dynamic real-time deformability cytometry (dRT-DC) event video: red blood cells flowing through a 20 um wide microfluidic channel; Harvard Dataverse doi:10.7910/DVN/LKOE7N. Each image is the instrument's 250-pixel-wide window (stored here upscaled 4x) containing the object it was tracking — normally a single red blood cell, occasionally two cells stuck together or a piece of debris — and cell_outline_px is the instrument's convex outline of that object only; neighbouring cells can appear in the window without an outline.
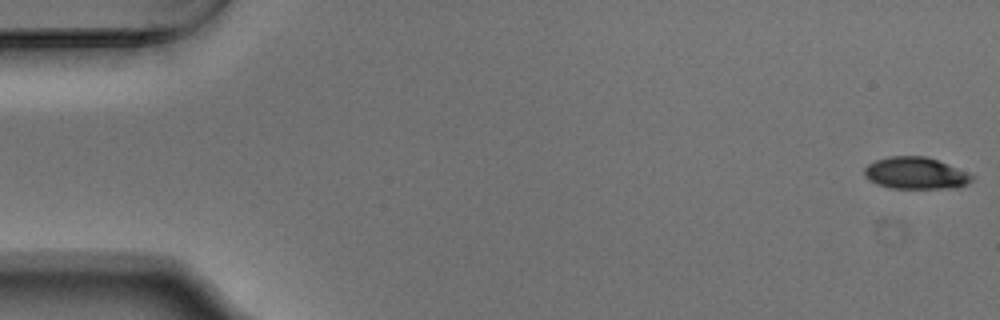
{"species": "Egyptian fruit bat (a non-hibernating species)", "species_latin": "Rousettus aegyptiacus", "temperature_condition": "warm", "stored_images_in_passage": 54, "camera_frame_rate_fps": 3000, "um_per_image_px": 0.085, "animal": {"sex": "male"}, "frame": {"image": 1, "passage_image": 1, "time_ms": 0.0, "image_size_px": [1000, 320], "cell_outline_px": [[972, 180], [968, 184], [956, 188], [888, 188], [876, 184], [868, 180], [864, 176], [864, 168], [868, 164], [876, 160], [888, 156], [924, 156], [936, 160], [956, 168], [972, 176]], "centroid_in_image_um": [77.75, 14.73], "position_along_channel_um": 7.2, "area_um2": 19.83}}
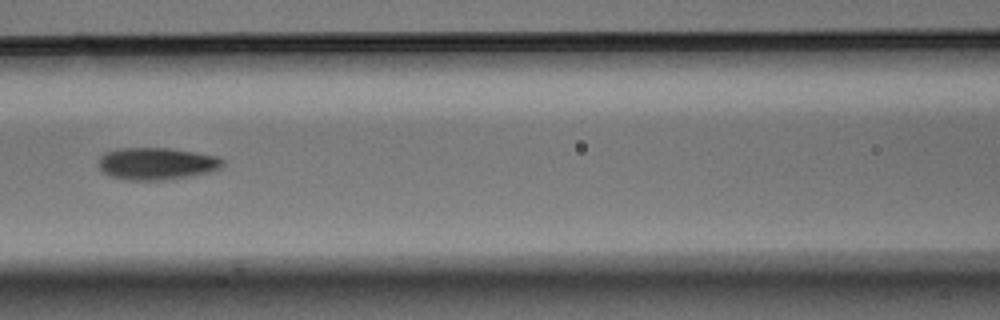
{"frame": {"image": 2, "passage_image": 24, "time_ms": 7.667, "image_size_px": [1000, 320], "cell_outline_px": [[224, 164], [220, 168], [212, 172], [192, 176], [164, 180], [124, 180], [112, 176], [104, 172], [100, 168], [100, 156], [104, 152], [120, 148], [168, 148], [196, 152], [216, 156], [224, 160]], "centroid_in_image_um": [13.35, 13.91], "position_along_channel_um": 153.3, "area_um2": 23.35}}
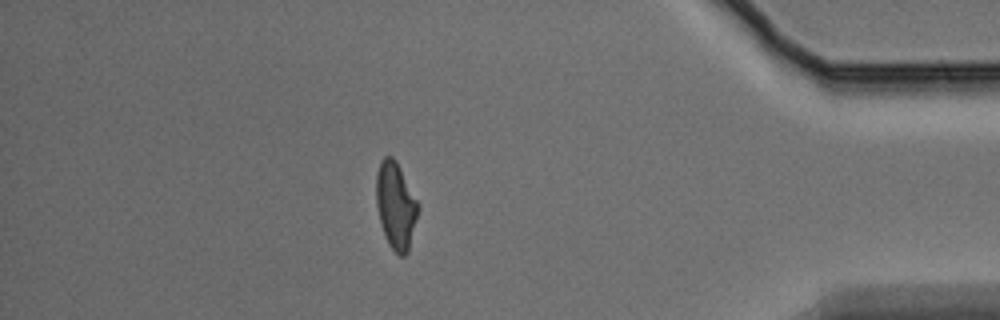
{"frame": {"image": 3, "passage_image": 47, "time_ms": 15.333, "image_size_px": [1000, 320], "cell_outline_px": [[420, 208], [408, 252], [404, 256], [400, 256], [388, 244], [380, 220], [376, 204], [376, 172], [380, 160], [384, 156], [392, 156], [396, 160]], "centroid_in_image_um": [33.63, 17.46], "position_along_channel_um": 401.6, "area_um2": 21.04}, "authors_computed_cell_mechanics": {"area_um2": 21.2704, "velocity_mm_per_s": 3.7613, "shape_relaxation_time_tau1_ms": 3.1789, "shape_relaxation_time_tau2_ms": 2.7801, "deformation_change_tau1": 0.154, "deformation_change_tau2": 0.0815}}